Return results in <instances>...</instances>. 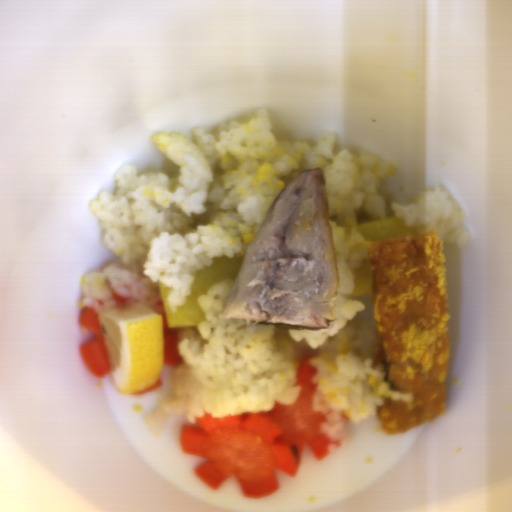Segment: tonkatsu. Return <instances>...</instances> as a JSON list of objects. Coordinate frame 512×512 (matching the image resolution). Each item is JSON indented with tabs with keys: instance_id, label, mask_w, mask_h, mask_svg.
Masks as SVG:
<instances>
[{
	"instance_id": "d4beea91",
	"label": "tonkatsu",
	"mask_w": 512,
	"mask_h": 512,
	"mask_svg": "<svg viewBox=\"0 0 512 512\" xmlns=\"http://www.w3.org/2000/svg\"><path fill=\"white\" fill-rule=\"evenodd\" d=\"M373 361L383 380L412 402L385 398L375 410L385 435L439 418L446 408L449 307L438 231L372 241Z\"/></svg>"
}]
</instances>
